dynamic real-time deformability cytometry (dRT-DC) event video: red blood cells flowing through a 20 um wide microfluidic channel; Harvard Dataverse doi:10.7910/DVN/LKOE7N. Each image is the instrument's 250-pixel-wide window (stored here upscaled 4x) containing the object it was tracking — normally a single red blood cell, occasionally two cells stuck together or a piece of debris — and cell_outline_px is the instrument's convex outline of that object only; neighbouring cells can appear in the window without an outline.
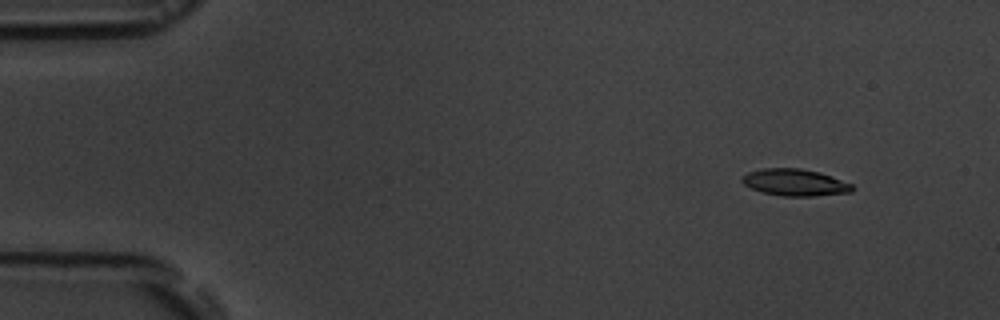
{"species": "common noctule bat (a hibernating species)", "species_latin": "Nyctalus noctula", "temperature_condition": "room temperature", "stored_images_in_passage": 6, "segment_of_instrument_passage": [1, 2], "camera_frame_rate_fps": 3000, "um_per_image_px": 0.085, "animal": {"sex": "male", "body_mass_g": 19.5, "forearm_length_mm": 54.6}, "frame": {"image": 1, "passage_image": 2, "time_ms": 1.0, "image_size_px": [1000, 320], "cell_outline_px": [[856, 188], [852, 192], [816, 196], [784, 196], [760, 192], [744, 184], [740, 180], [740, 176], [748, 172], [764, 168], [800, 168], [820, 172], [832, 176], [852, 184]], "centroid_in_image_um": [67.58, 15.51], "position_along_channel_um": 17.4, "area_um2": 17.46}}
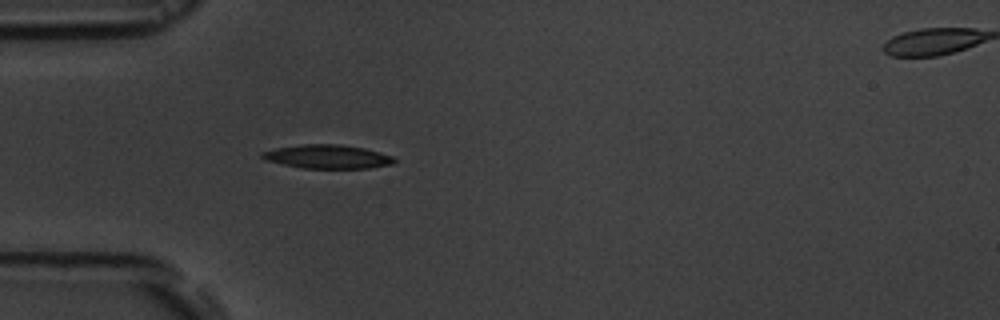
{"frame": {"image": 2, "passage_image": 5, "time_ms": 4.667, "image_size_px": [1000, 320], "cell_outline_px": [[396, 160], [392, 164], [368, 168], [300, 168], [268, 160], [260, 156], [260, 152], [276, 148], [304, 144], [340, 144], [364, 148], [380, 152], [392, 156]], "centroid_in_image_um": [27.85, 13.31], "position_along_channel_um": 57.2, "area_um2": 18.15}}